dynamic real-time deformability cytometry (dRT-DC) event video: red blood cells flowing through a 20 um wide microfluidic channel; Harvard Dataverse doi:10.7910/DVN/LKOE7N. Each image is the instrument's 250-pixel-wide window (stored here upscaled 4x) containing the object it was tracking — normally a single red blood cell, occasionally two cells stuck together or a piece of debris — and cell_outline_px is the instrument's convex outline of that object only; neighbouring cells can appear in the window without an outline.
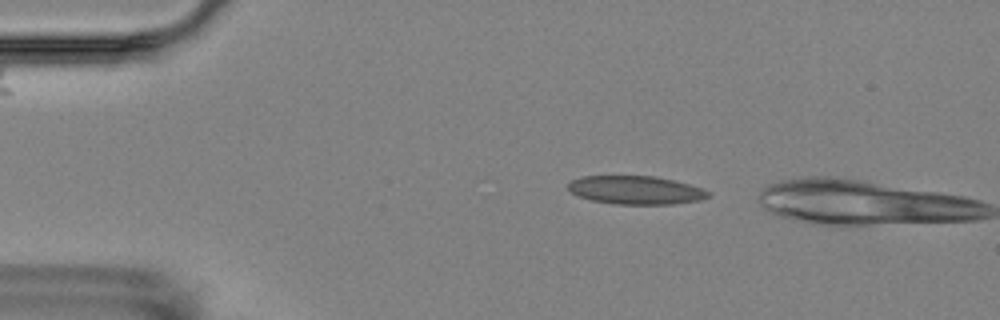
{"species": "Egyptian fruit bat (a non-hibernating species)", "species_latin": "Rousettus aegyptiacus", "temperature_condition": "room temperature", "stored_images_in_passage": 3, "camera_frame_rate_fps": 3000, "um_per_image_px": 0.085, "animal": {"sex": "female"}, "frame": {"image": 1, "passage_image": 2, "time_ms": 1.0, "image_size_px": [1000, 320], "cell_outline_px": [[712, 196], [700, 200], [672, 204], [612, 204], [592, 200], [580, 196], [572, 192], [568, 188], [568, 184], [572, 180], [584, 176], [652, 176], [672, 180], [688, 184], [712, 192]], "centroid_in_image_um": [54.07, 16.16], "position_along_channel_um": 30.9, "area_um2": 23.0}}